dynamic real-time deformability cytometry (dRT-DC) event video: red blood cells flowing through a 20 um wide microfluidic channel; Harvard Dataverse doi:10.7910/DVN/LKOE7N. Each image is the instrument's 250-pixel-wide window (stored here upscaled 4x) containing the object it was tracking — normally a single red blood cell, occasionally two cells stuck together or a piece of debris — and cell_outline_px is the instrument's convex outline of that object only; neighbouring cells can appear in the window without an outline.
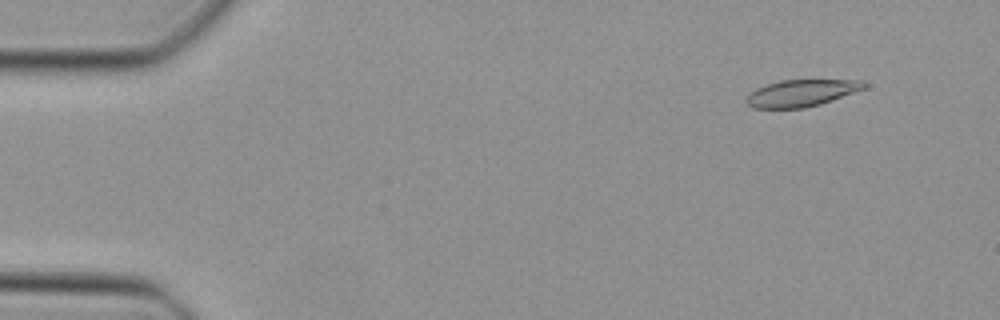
{"species": "Egyptian fruit bat (a non-hibernating species)", "species_latin": "Rousettus aegyptiacus", "temperature_condition": "cold", "stored_images_in_passage": 25, "camera_frame_rate_fps": 3000, "um_per_image_px": 0.085, "animal": {"sex": "female"}, "frame": {"image": 1, "passage_image": 5, "time_ms": 1.333, "image_size_px": [1000, 320], "cell_outline_px": [[868, 84], [864, 88], [820, 104], [804, 108], [752, 108], [744, 100], [756, 88], [780, 80], [864, 80]], "centroid_in_image_um": [68.1, 7.91], "position_along_channel_um": 16.9, "area_um2": 18.21}}
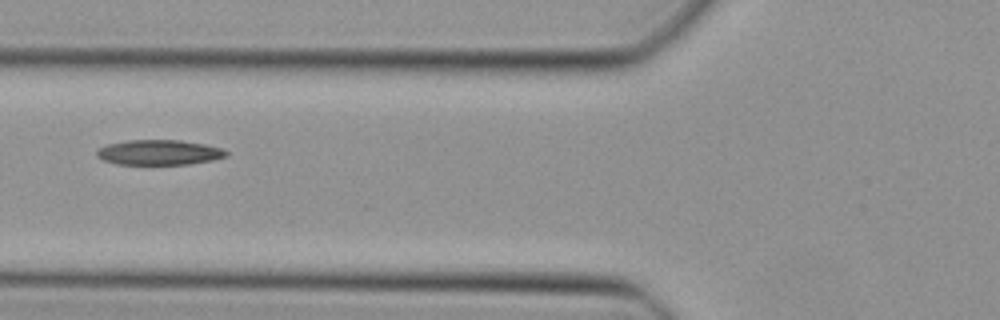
{"frame": {"image": 2, "passage_image": 19, "time_ms": 6.0, "image_size_px": [1000, 320], "cell_outline_px": [[228, 156], [212, 160], [192, 164], [116, 164], [104, 160], [96, 156], [96, 152], [100, 148], [108, 144], [128, 140], [180, 140], [204, 144], [224, 148], [228, 152]], "centroid_in_image_um": [13.56, 12.95], "position_along_channel_um": 112.2, "area_um2": 18.96}}
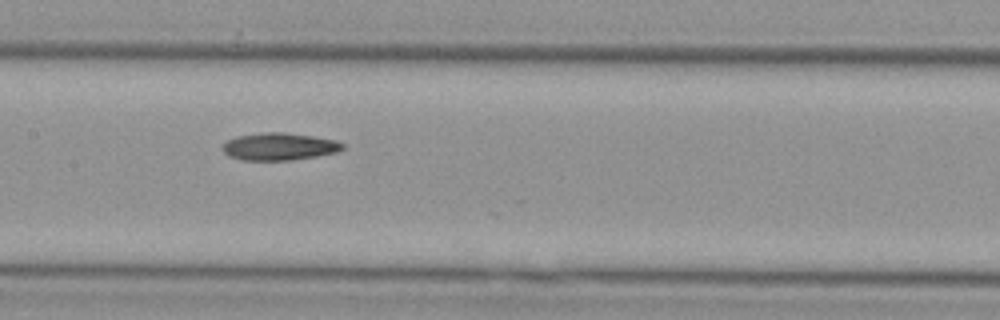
{"frame": {"image": 3, "passage_image": 24, "time_ms": 7.667, "image_size_px": [1000, 320], "cell_outline_px": [[344, 148], [336, 152], [316, 156], [292, 160], [244, 160], [228, 156], [220, 148], [228, 140], [236, 136], [264, 132], [284, 132], [312, 136], [336, 140], [344, 144]], "centroid_in_image_um": [23.71, 12.45], "position_along_channel_um": 183.7, "area_um2": 19.13}}